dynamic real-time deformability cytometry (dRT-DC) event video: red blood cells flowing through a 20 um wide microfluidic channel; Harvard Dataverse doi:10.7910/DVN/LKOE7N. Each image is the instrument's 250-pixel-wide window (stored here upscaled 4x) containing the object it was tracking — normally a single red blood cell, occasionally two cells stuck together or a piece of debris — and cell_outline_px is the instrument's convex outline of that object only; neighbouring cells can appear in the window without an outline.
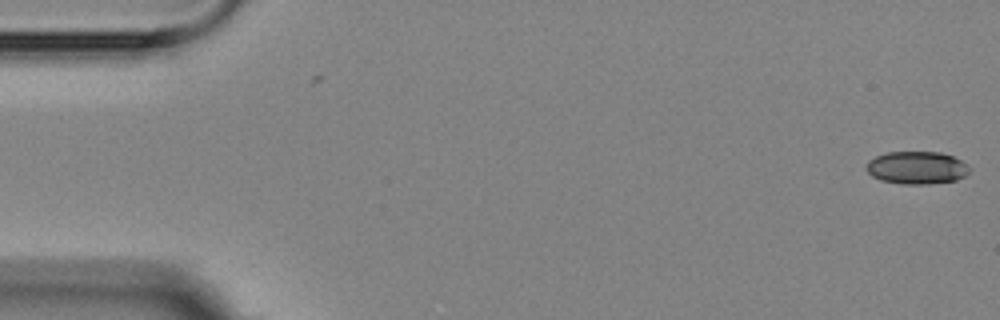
{"species": "Egyptian fruit bat (a non-hibernating species)", "species_latin": "Rousettus aegyptiacus", "temperature_condition": "room temperature", "stored_images_in_passage": 3, "camera_frame_rate_fps": 3000, "um_per_image_px": 0.085, "animal": {"sex": "female"}, "frame": {"image": 1, "passage_image": 1, "time_ms": 0.0, "image_size_px": [1000, 320], "cell_outline_px": [[968, 172], [964, 176], [956, 180], [928, 184], [904, 184], [880, 180], [872, 176], [864, 168], [864, 164], [868, 160], [876, 156], [888, 152], [940, 152], [952, 156], [960, 160], [968, 168]], "centroid_in_image_um": [77.85, 14.25], "position_along_channel_um": 7.1, "area_um2": 19.59}}